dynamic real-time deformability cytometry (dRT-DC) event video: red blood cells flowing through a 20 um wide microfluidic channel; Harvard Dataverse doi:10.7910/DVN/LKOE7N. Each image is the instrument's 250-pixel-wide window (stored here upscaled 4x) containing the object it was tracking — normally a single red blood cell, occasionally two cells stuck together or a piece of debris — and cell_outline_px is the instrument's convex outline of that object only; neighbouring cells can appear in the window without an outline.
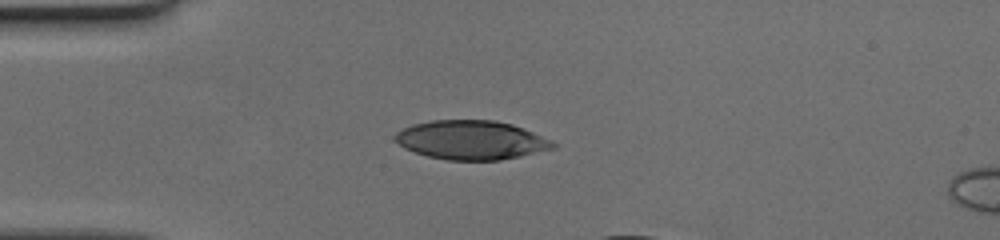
{"species": "human", "species_latin": "Homo sapiens", "temperature_condition": "cold", "stored_images_in_passage": 30, "camera_frame_rate_fps": 3000, "um_per_image_px": 0.085, "donor": {"sex": "female"}, "frame": {"image": 1, "passage_image": 1, "time_ms": 0.0, "image_size_px": [1000, 240], "cell_outline_px": [[556, 148], [520, 156], [500, 160], [448, 160], [428, 156], [404, 148], [396, 140], [396, 132], [412, 124], [432, 120], [496, 120], [512, 124], [532, 132], [556, 144]], "centroid_in_image_um": [40.05, 11.9], "position_along_channel_um": 45.0, "area_um2": 35.55}}
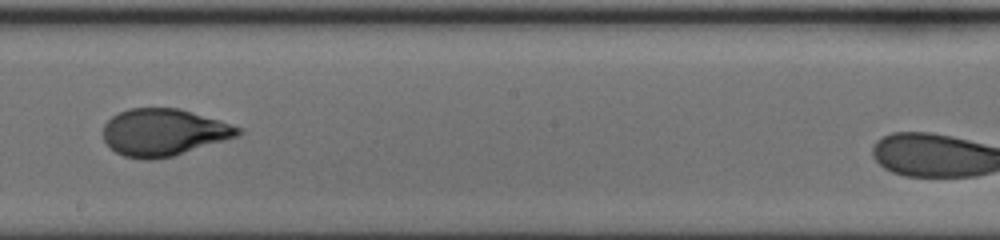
{"frame": {"image": 2, "passage_image": 17, "time_ms": 5.333, "image_size_px": [1000, 240], "cell_outline_px": [[244, 132], [236, 136], [172, 156], [148, 160], [124, 156], [116, 152], [104, 140], [104, 124], [112, 116], [128, 108], [180, 108], [220, 120], [244, 128]], "centroid_in_image_um": [13.92, 11.23], "position_along_channel_um": 234.3, "area_um2": 36.7}}
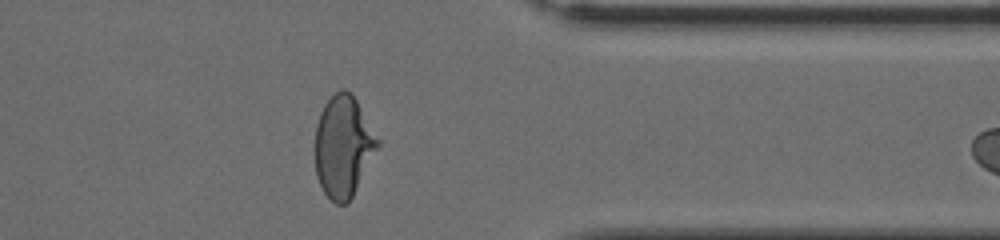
{"frame": {"image": 3, "passage_image": 29, "time_ms": 9.333, "image_size_px": [1000, 240], "cell_outline_px": [[380, 144], [352, 196], [344, 204], [336, 204], [324, 192], [316, 176], [316, 124], [320, 112], [324, 104], [340, 88], [344, 88], [352, 92], [380, 140]], "centroid_in_image_um": [29.18, 12.4], "position_along_channel_um": 382.2, "area_um2": 36.7}}